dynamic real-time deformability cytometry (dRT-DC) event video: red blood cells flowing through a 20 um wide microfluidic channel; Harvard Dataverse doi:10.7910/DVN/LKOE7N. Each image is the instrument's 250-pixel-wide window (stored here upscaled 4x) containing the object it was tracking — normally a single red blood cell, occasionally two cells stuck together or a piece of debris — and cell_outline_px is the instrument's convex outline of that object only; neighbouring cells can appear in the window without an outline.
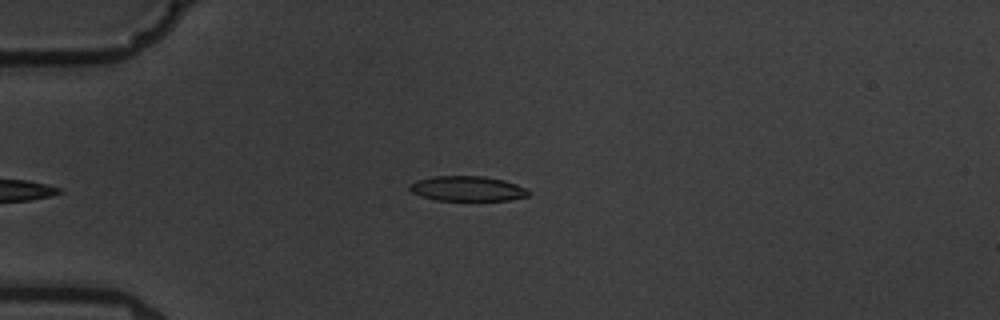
{"species": "common noctule bat (a hibernating species)", "species_latin": "Nyctalus noctula", "temperature_condition": "warm", "stored_images_in_passage": 5, "camera_frame_rate_fps": 3000, "um_per_image_px": 0.085, "animal": {"sex": "male", "body_mass_g": 19.5, "forearm_length_mm": 54.6}, "frame": {"image": 1, "passage_image": 5, "time_ms": 5.667, "image_size_px": [1000, 320], "cell_outline_px": [[532, 192], [528, 196], [508, 200], [436, 200], [420, 196], [412, 192], [408, 188], [408, 184], [416, 180], [432, 176], [484, 176], [504, 180], [516, 184]], "centroid_in_image_um": [39.69, 16.02], "position_along_channel_um": 45.3, "area_um2": 17.4}}